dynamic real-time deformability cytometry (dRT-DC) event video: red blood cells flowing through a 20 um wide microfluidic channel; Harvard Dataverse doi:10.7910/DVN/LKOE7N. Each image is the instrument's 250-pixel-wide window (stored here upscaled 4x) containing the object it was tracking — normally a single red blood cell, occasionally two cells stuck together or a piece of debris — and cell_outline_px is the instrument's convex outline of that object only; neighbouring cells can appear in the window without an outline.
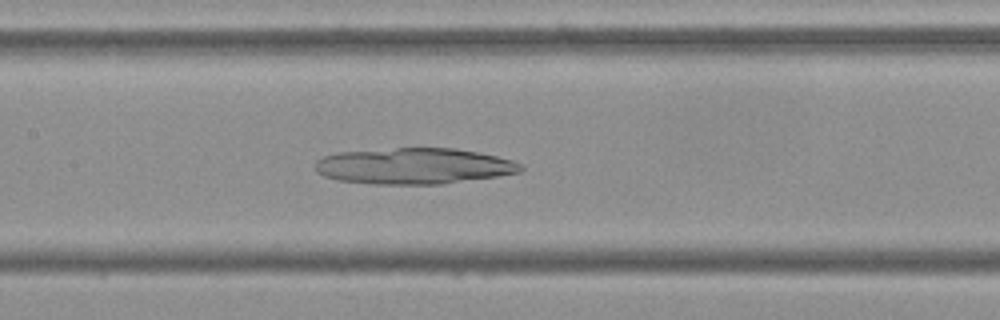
{"species": "Egyptian fruit bat (a non-hibernating species)", "species_latin": "Rousettus aegyptiacus", "temperature_condition": "cold", "stored_images_in_passage": 54, "camera_frame_rate_fps": 3000, "um_per_image_px": 0.085, "frame": {"image": 1, "passage_image": 25, "time_ms": 8.0, "image_size_px": [1000, 320], "cell_outline_px": [[524, 168], [520, 172], [496, 176], [440, 184], [376, 184], [340, 180], [324, 176], [316, 172], [316, 160], [324, 156], [336, 152], [396, 148], [456, 148], [496, 156], [512, 160], [524, 164]], "centroid_in_image_um": [35.18, 14.11], "position_along_channel_um": 172.2, "area_um2": 43.06}}
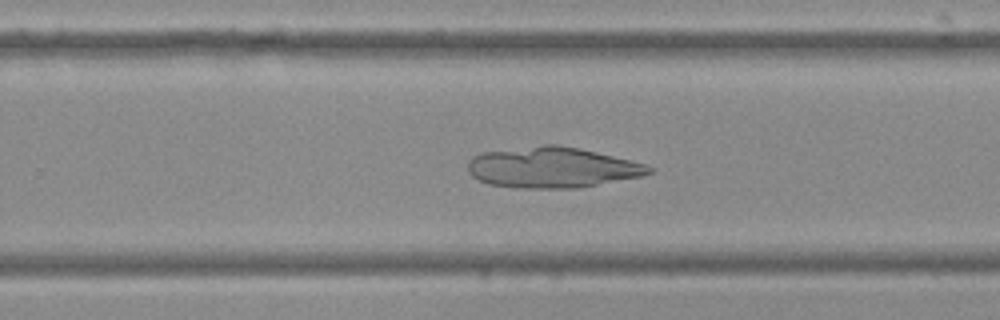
{"frame": {"image": 2, "passage_image": 34, "time_ms": 11.0, "image_size_px": [1000, 320], "cell_outline_px": [[656, 168], [652, 172], [644, 176], [576, 188], [516, 188], [488, 184], [472, 176], [468, 172], [468, 160], [472, 156], [484, 152], [544, 144], [556, 144], [580, 148], [648, 164]], "centroid_in_image_um": [46.96, 14.23], "position_along_channel_um": 282.8, "area_um2": 43.23}}
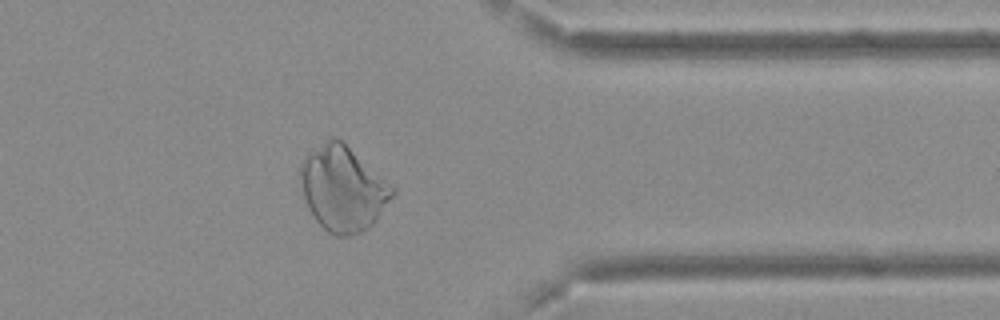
{"frame": {"image": 3, "passage_image": 43, "time_ms": 14.0, "image_size_px": [1000, 320], "cell_outline_px": [[396, 192], [376, 220], [368, 228], [360, 232], [348, 236], [336, 236], [328, 232], [312, 216], [308, 208], [300, 184], [300, 164], [304, 156], [308, 152], [328, 136], [332, 136], [340, 140], [392, 184], [396, 188]], "centroid_in_image_um": [29.13, 16.02], "position_along_channel_um": 382.3, "area_um2": 45.6}}